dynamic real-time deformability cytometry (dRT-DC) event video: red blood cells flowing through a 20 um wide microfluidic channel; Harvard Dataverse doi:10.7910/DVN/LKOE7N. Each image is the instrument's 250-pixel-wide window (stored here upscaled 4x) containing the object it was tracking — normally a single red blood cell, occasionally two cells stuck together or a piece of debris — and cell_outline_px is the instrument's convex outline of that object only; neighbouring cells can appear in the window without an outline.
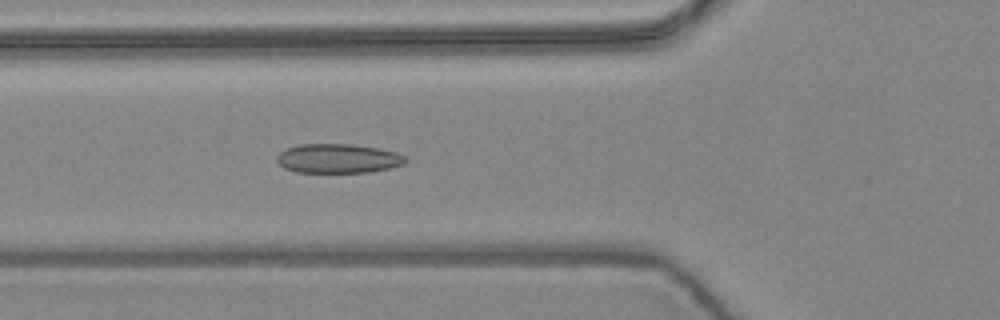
{"species": "common noctule bat (a hibernating species)", "species_latin": "Nyctalus noctula", "temperature_condition": "warm", "stored_images_in_passage": 5, "camera_frame_rate_fps": 3000, "um_per_image_px": 0.085, "animal": {"sex": "female", "body_mass_g": 24.6, "forearm_length_mm": 56.2}, "frame": {"image": 1, "passage_image": 5, "time_ms": 1.333, "image_size_px": [1000, 320], "cell_outline_px": [[408, 160], [404, 164], [388, 168], [368, 172], [296, 172], [284, 168], [276, 160], [276, 156], [280, 152], [288, 148], [300, 144], [352, 144], [376, 148], [396, 152], [404, 156]], "centroid_in_image_um": [28.72, 13.47], "position_along_channel_um": 97.1, "area_um2": 21.79}}